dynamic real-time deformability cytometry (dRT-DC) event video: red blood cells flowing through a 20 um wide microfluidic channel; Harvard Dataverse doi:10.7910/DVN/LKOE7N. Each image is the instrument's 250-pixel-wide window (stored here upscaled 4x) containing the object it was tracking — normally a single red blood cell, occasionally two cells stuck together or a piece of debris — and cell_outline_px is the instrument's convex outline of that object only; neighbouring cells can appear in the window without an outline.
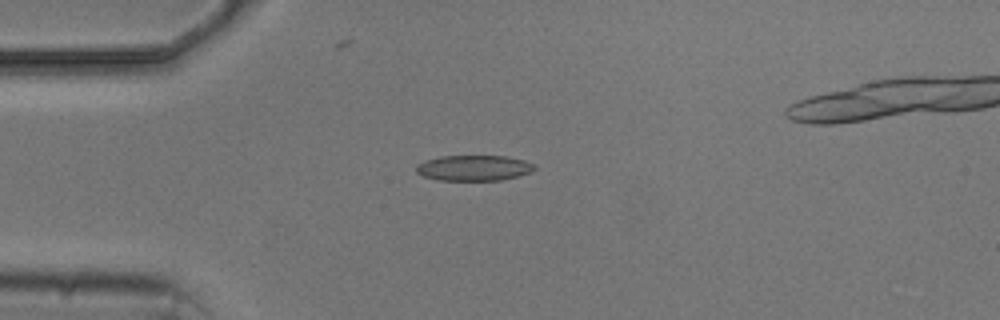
{"species": "common noctule bat (a hibernating species)", "species_latin": "Nyctalus noctula", "temperature_condition": "cold", "stored_images_in_passage": 5, "camera_frame_rate_fps": 3000, "um_per_image_px": 0.085, "animal": {"sex": "male", "body_mass_g": 20.5, "forearm_length_mm": 52.5}, "frame": {"image": 1, "passage_image": 3, "time_ms": 3.333, "image_size_px": [1000, 320], "cell_outline_px": [[536, 168], [528, 172], [516, 176], [500, 180], [436, 180], [424, 176], [416, 172], [416, 164], [424, 160], [440, 156], [508, 156], [524, 160], [536, 164]], "centroid_in_image_um": [40.24, 14.26], "position_along_channel_um": 44.8, "area_um2": 17.63}}
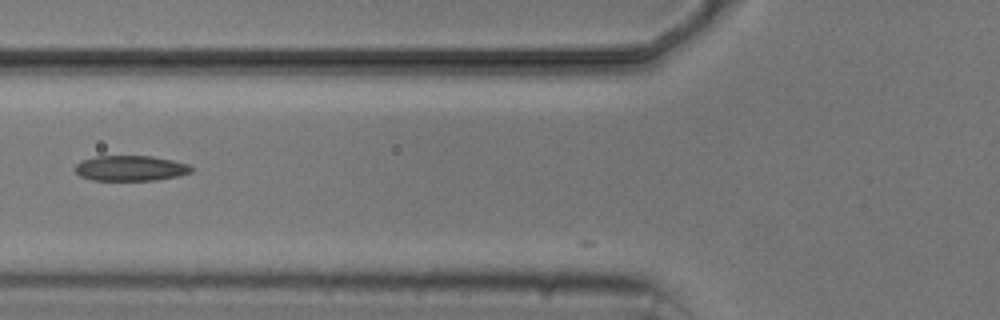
{"frame": {"image": 2, "passage_image": 5, "time_ms": 5.667, "image_size_px": [1000, 320], "cell_outline_px": [[192, 172], [180, 176], [156, 180], [92, 180], [80, 176], [76, 172], [76, 164], [80, 160], [96, 156], [152, 156], [172, 160], [188, 164], [192, 168]], "centroid_in_image_um": [11.1, 14.3], "position_along_channel_um": 114.7, "area_um2": 17.22}}